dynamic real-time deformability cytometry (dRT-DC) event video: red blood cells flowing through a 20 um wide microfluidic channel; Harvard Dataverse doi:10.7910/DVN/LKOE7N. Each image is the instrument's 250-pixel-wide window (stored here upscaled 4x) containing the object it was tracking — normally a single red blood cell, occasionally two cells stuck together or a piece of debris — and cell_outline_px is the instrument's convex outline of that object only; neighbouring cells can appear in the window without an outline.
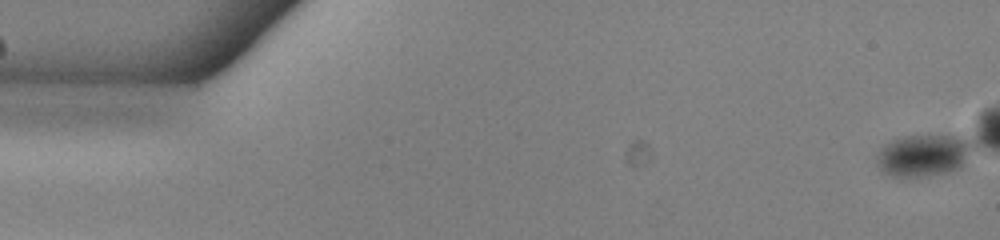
{"species": "common noctule bat (a hibernating species)", "species_latin": "Nyctalus noctula", "temperature_condition": "warm", "stored_images_in_passage": 54, "camera_frame_rate_fps": 3000, "um_per_image_px": 0.085, "animal": {"sex": "male", "body_mass_g": 13.0, "forearm_length_mm": 53.1}, "frame": {"image": 1, "passage_image": 1, "time_ms": 0.0, "image_size_px": [1000, 240], "cell_outline_px": [[976, 144], [964, 164], [960, 168], [948, 172], [928, 176], [892, 176], [880, 172], [876, 164], [876, 156], [880, 148], [884, 144], [892, 140], [904, 136], [964, 136], [972, 140]], "centroid_in_image_um": [78.51, 13.2], "position_along_channel_um": 6.5, "area_um2": 23.93}}
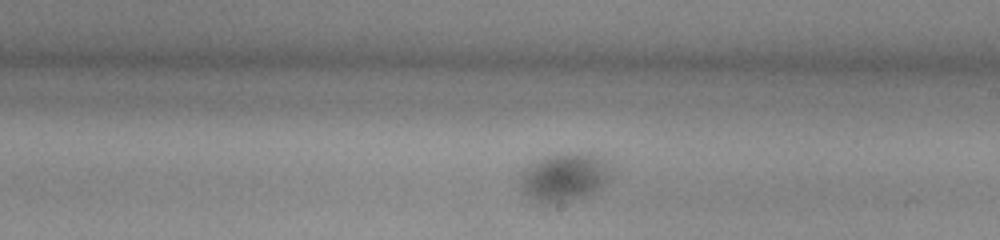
{"frame": {"image": 2, "passage_image": 31, "time_ms": 10.0, "image_size_px": [1000, 240], "cell_outline_px": [[616, 172], [600, 188], [588, 196], [568, 200], [544, 204], [528, 196], [520, 188], [520, 176], [532, 160], [544, 156], [580, 152], [588, 152], [596, 156], [608, 164]], "centroid_in_image_um": [47.99, 15.04], "position_along_channel_um": 241.0, "area_um2": 25.72}}
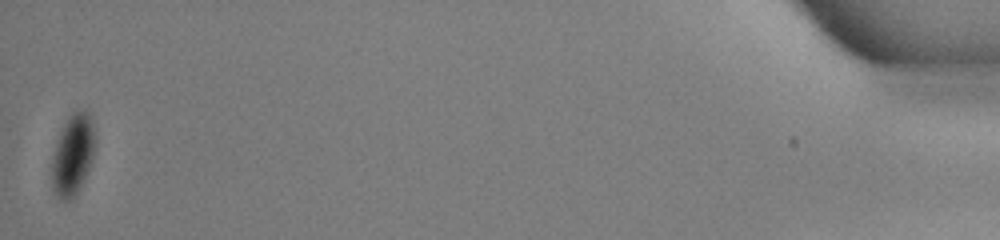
{"frame": {"image": 3, "passage_image": 54, "time_ms": 17.667, "image_size_px": [1000, 240], "cell_outline_px": [[96, 148], [88, 168], [76, 192], [68, 200], [60, 200], [56, 196], [52, 188], [48, 172], [52, 156], [60, 132], [68, 116], [72, 112], [84, 108], [92, 116], [96, 136]], "centroid_in_image_um": [6.16, 13.1], "position_along_channel_um": 429.0, "area_um2": 20.92}}